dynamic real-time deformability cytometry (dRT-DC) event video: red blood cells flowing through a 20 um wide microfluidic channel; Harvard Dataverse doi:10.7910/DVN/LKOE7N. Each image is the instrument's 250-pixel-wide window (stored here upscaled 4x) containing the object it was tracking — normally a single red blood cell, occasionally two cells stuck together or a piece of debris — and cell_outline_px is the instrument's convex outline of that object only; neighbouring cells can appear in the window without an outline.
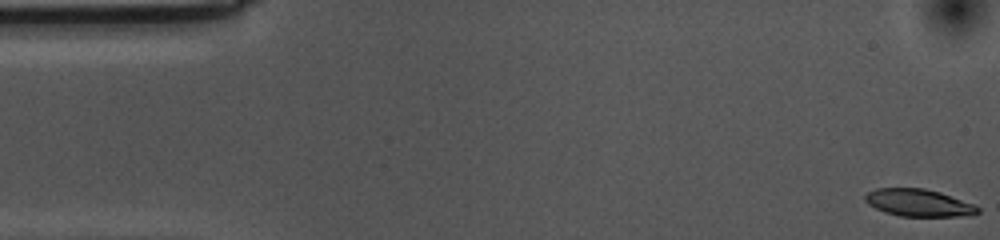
{"species": "common noctule bat (a hibernating species)", "species_latin": "Nyctalus noctula", "temperature_condition": "cold", "stored_images_in_passage": 50, "camera_frame_rate_fps": 3000, "um_per_image_px": 0.085, "animal": {"sex": "female", "body_mass_g": 10.0, "forearm_length_mm": 53.1}, "frame": {"image": 1, "passage_image": 1, "time_ms": 0.0, "image_size_px": [1000, 240], "cell_outline_px": [[980, 212], [972, 216], [900, 216], [884, 212], [868, 204], [864, 200], [864, 196], [868, 192], [876, 188], [924, 188], [940, 192], [976, 204], [980, 208]], "centroid_in_image_um": [78.13, 17.24], "position_along_channel_um": 6.9, "area_um2": 18.15}}
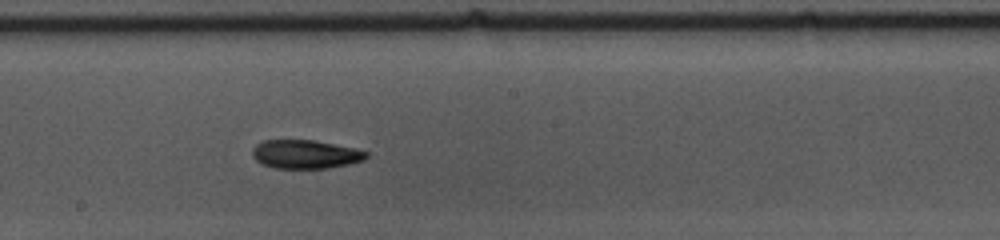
{"frame": {"image": 2, "passage_image": 29, "time_ms": 9.333, "image_size_px": [1000, 240], "cell_outline_px": [[368, 156], [364, 160], [348, 164], [328, 168], [276, 168], [264, 164], [256, 160], [252, 156], [252, 148], [256, 144], [264, 140], [312, 140], [352, 148], [368, 152]], "centroid_in_image_um": [25.93, 13.11], "position_along_channel_um": 222.3, "area_um2": 18.79}}
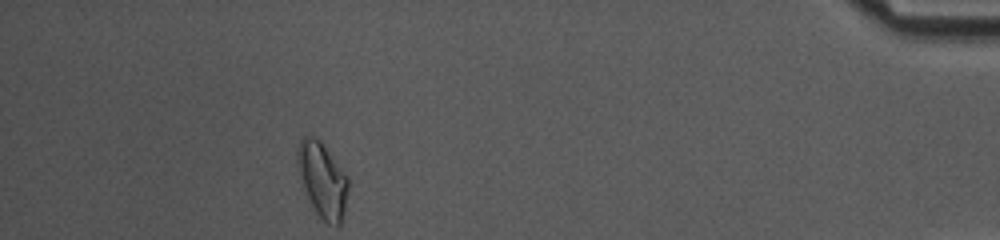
{"frame": {"image": 3, "passage_image": 50, "time_ms": 16.333, "image_size_px": [1000, 240], "cell_outline_px": [[348, 188], [344, 212], [340, 224], [328, 224], [316, 212], [308, 196], [300, 176], [296, 164], [296, 148], [300, 140], [304, 136], [312, 136], [320, 140], [348, 176]], "centroid_in_image_um": [27.4, 15.24], "position_along_channel_um": 407.8, "area_um2": 21.91}, "authors_computed_cell_mechanics": {"area_um2": 19.1607, "velocity_mm_per_s": 3.5324, "shape_relaxation_time_tau1_ms": 4.4687, "shape_relaxation_time_tau2_ms": null, "deformation_change_tau1": 0.1361, "deformation_change_tau2": null}}